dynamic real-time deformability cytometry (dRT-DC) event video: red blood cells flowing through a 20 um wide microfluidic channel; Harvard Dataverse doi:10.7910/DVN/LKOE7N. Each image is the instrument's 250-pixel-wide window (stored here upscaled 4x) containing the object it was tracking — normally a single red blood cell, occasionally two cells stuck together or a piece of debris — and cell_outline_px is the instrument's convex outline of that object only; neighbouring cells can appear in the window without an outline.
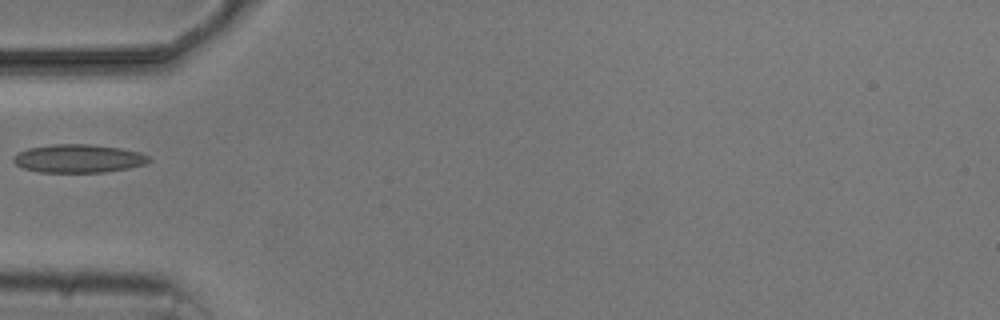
{"species": "common noctule bat (a hibernating species)", "species_latin": "Nyctalus noctula", "temperature_condition": "cold", "stored_images_in_passage": 5, "camera_frame_rate_fps": 3000, "um_per_image_px": 0.085, "animal": {"sex": "male", "body_mass_g": 20.5, "forearm_length_mm": 52.5}, "frame": {"image": 1, "passage_image": 5, "time_ms": 5.667, "image_size_px": [1000, 320], "cell_outline_px": [[152, 160], [144, 164], [128, 168], [104, 172], [40, 172], [24, 168], [16, 164], [12, 160], [12, 156], [16, 152], [28, 148], [52, 144], [92, 144], [120, 148], [140, 152], [148, 156]], "centroid_in_image_um": [6.64, 13.46], "position_along_channel_um": 78.4, "area_um2": 22.43}}